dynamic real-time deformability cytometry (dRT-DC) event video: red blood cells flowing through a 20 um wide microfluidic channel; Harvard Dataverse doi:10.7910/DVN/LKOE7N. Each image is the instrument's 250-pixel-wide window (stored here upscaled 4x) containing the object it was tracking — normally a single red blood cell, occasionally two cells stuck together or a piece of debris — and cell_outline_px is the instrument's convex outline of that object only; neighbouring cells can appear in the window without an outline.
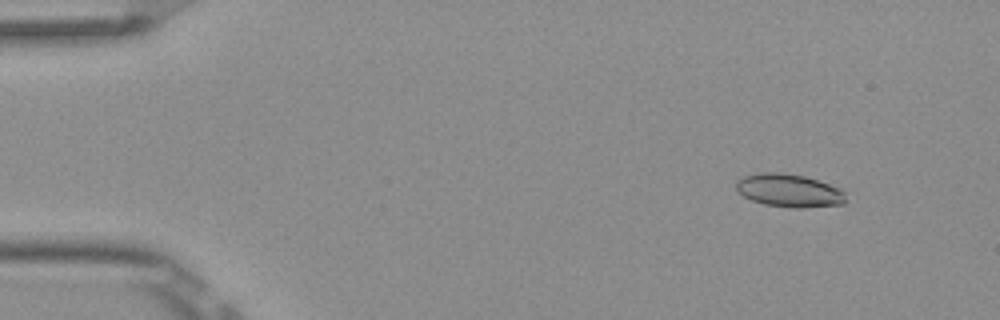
{"species": "Egyptian fruit bat (a non-hibernating species)", "species_latin": "Rousettus aegyptiacus", "temperature_condition": "room temperature", "stored_images_in_passage": 5, "camera_frame_rate_fps": 3000, "um_per_image_px": 0.085, "frame": {"image": 1, "passage_image": 2, "time_ms": 0.333, "image_size_px": [1000, 320], "cell_outline_px": [[848, 200], [844, 204], [804, 208], [792, 208], [764, 204], [752, 200], [736, 192], [736, 180], [744, 176], [756, 172], [780, 172], [804, 176], [840, 188], [844, 192]], "centroid_in_image_um": [67.06, 16.2], "position_along_channel_um": 17.9, "area_um2": 21.39}}
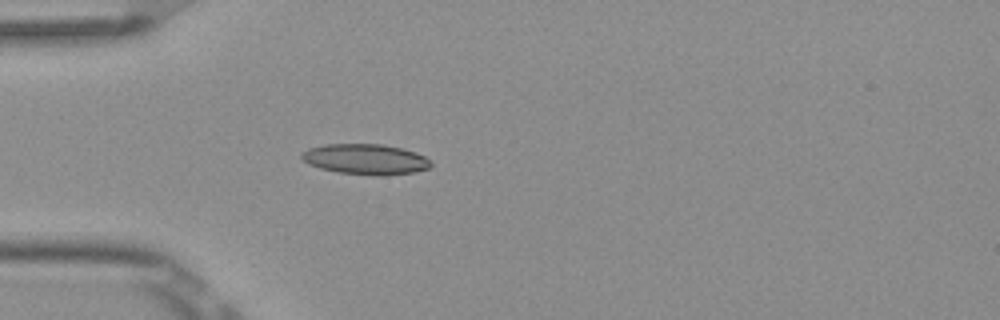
{"frame": {"image": 2, "passage_image": 5, "time_ms": 1.333, "image_size_px": [1000, 320], "cell_outline_px": [[432, 164], [428, 168], [416, 172], [336, 172], [320, 168], [308, 164], [300, 156], [300, 152], [308, 148], [324, 144], [384, 144], [416, 152], [424, 156]], "centroid_in_image_um": [30.98, 13.47], "position_along_channel_um": 54.0, "area_um2": 21.91}}